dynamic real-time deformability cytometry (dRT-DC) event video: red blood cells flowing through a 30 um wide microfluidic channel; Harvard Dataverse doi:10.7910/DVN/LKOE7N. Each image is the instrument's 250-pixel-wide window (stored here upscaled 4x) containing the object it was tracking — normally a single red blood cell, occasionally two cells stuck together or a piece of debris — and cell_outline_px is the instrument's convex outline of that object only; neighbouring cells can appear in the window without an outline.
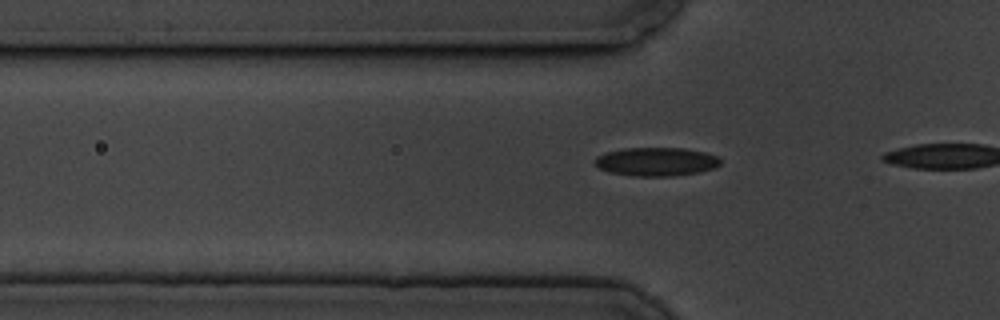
{"species": "common noctule bat (a hibernating species)", "species_latin": "Nyctalus noctula", "temperature_condition": "cold", "stored_images_in_passage": 11, "camera_frame_rate_fps": 3000, "um_per_image_px": 0.085, "animal": {"sex": "male", "body_mass_g": 19.5, "forearm_length_mm": 54.6}, "frame": {"image": 1, "passage_image": 8, "time_ms": 2.333, "image_size_px": [1000, 320], "cell_outline_px": [[720, 164], [712, 168], [700, 172], [672, 176], [632, 176], [608, 172], [600, 168], [596, 164], [596, 156], [604, 152], [624, 148], [684, 148], [704, 152], [716, 156], [720, 160]], "centroid_in_image_um": [55.75, 13.74], "position_along_channel_um": 70.0, "area_um2": 20.87}}